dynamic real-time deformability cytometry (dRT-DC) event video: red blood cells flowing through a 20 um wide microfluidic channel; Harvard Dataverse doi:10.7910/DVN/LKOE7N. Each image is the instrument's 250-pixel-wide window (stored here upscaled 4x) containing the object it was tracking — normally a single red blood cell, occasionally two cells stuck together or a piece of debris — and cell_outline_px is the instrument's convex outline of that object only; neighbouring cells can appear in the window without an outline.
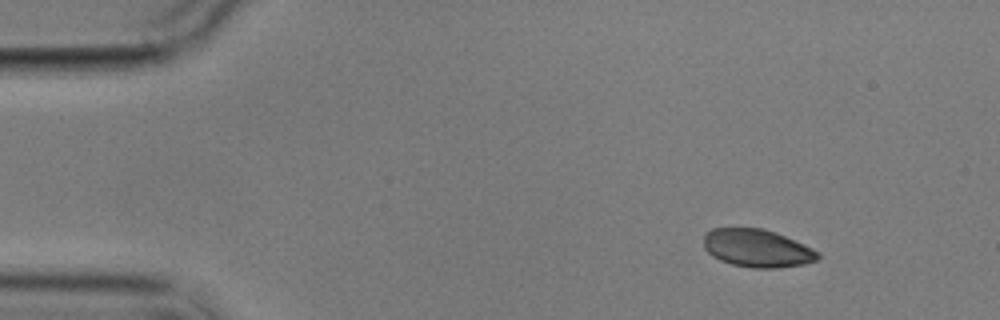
{"species": "common noctule bat (a hibernating species)", "species_latin": "Nyctalus noctula", "temperature_condition": "cold", "stored_images_in_passage": 4, "camera_frame_rate_fps": 3000, "um_per_image_px": 0.085, "animal": {"sex": "male", "body_mass_g": 17.9}, "frame": {"image": 1, "passage_image": 1, "time_ms": 0.0, "image_size_px": [1000, 320], "cell_outline_px": [[820, 256], [816, 260], [804, 264], [776, 268], [752, 268], [732, 264], [720, 260], [712, 256], [704, 248], [704, 232], [712, 228], [764, 228], [776, 232], [804, 244], [820, 252]], "centroid_in_image_um": [64.35, 21.09], "position_along_channel_um": 20.7, "area_um2": 25.37}}
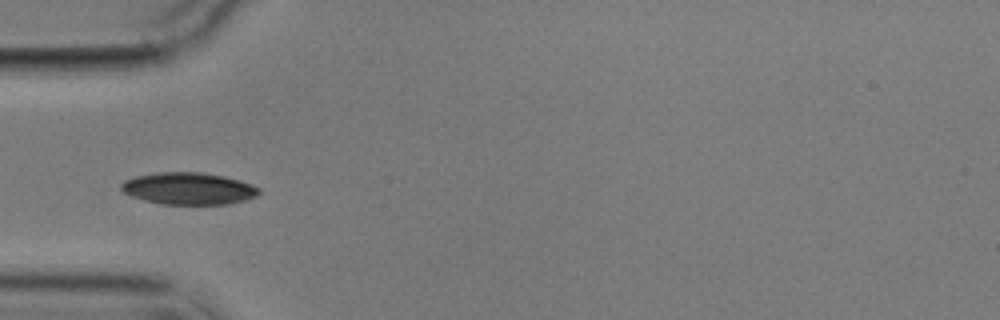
{"frame": {"image": 2, "passage_image": 3, "time_ms": 3.667, "image_size_px": [1000, 320], "cell_outline_px": [[260, 192], [256, 196], [244, 200], [228, 204], [160, 204], [144, 200], [132, 196], [124, 192], [120, 188], [120, 184], [124, 180], [136, 176], [156, 172], [200, 172], [224, 176], [240, 180], [252, 184], [260, 188]], "centroid_in_image_um": [16.02, 16.02], "position_along_channel_um": 69.0, "area_um2": 25.78}}